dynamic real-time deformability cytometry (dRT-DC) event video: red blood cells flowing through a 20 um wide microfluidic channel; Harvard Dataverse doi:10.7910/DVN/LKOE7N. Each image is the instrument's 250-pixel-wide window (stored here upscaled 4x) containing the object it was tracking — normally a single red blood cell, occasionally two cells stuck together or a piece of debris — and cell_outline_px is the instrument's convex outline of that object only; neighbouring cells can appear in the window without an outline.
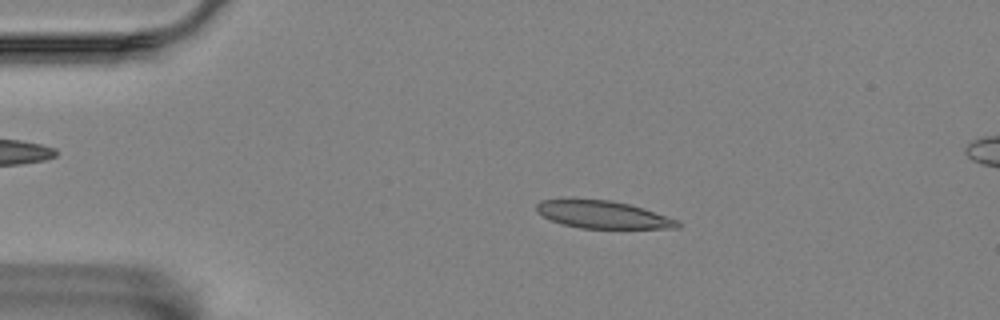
{"species": "Egyptian fruit bat (a non-hibernating species)", "species_latin": "Rousettus aegyptiacus", "temperature_condition": "room temperature", "stored_images_in_passage": 5, "camera_frame_rate_fps": 3000, "um_per_image_px": 0.085, "animal": {"sex": "female"}, "frame": {"image": 1, "passage_image": 3, "time_ms": 2.333, "image_size_px": [1000, 320], "cell_outline_px": [[680, 228], [580, 228], [564, 224], [552, 220], [536, 212], [536, 204], [540, 200], [608, 200], [628, 204], [644, 208], [680, 220]], "centroid_in_image_um": [51.3, 18.25], "position_along_channel_um": 33.7, "area_um2": 22.31}}